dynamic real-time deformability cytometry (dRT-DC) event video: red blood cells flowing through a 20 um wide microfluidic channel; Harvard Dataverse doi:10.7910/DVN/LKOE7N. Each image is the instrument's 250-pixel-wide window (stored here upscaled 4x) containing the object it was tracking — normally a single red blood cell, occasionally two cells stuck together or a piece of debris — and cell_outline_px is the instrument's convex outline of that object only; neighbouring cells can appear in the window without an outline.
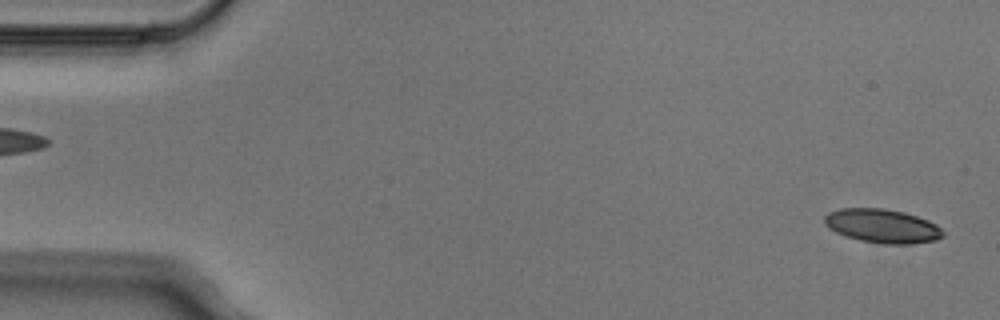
{"species": "Egyptian fruit bat (a non-hibernating species)", "species_latin": "Rousettus aegyptiacus", "temperature_condition": "cold", "stored_images_in_passage": 4, "segment_of_instrument_passage": [2, 2], "camera_frame_rate_fps": 3000, "um_per_image_px": 0.085, "animal": {"sex": "male"}, "frame": {"image": 1, "passage_image": 4, "time_ms": 1.0, "image_size_px": [1000, 320], "cell_outline_px": [[944, 236], [936, 240], [912, 244], [884, 244], [860, 240], [844, 236], [828, 228], [824, 224], [824, 216], [828, 212], [840, 208], [884, 208], [904, 212], [928, 220], [936, 224], [944, 232]], "centroid_in_image_um": [74.98, 19.21], "position_along_channel_um": 10.0, "area_um2": 23.58}}